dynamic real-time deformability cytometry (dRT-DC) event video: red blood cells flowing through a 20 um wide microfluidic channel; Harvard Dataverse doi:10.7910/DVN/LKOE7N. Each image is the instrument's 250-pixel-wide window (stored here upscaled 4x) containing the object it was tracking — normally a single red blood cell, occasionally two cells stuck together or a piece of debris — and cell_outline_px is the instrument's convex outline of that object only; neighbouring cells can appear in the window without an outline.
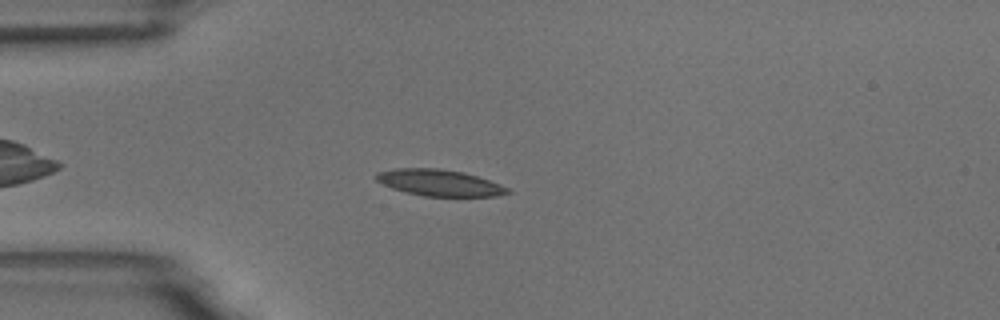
{"species": "common noctule bat (a hibernating species)", "species_latin": "Nyctalus noctula", "temperature_condition": "room temperature", "stored_images_in_passage": 6, "camera_frame_rate_fps": 3000, "um_per_image_px": 0.085, "animal": {"sex": "male", "body_mass_g": 18.8}, "frame": {"image": 1, "passage_image": 6, "time_ms": 5.667, "image_size_px": [1000, 320], "cell_outline_px": [[512, 192], [496, 196], [424, 196], [392, 188], [376, 180], [372, 176], [376, 172], [396, 168], [440, 168], [464, 172], [500, 184], [508, 188]], "centroid_in_image_um": [37.32, 15.52], "position_along_channel_um": 47.7, "area_um2": 20.17}}